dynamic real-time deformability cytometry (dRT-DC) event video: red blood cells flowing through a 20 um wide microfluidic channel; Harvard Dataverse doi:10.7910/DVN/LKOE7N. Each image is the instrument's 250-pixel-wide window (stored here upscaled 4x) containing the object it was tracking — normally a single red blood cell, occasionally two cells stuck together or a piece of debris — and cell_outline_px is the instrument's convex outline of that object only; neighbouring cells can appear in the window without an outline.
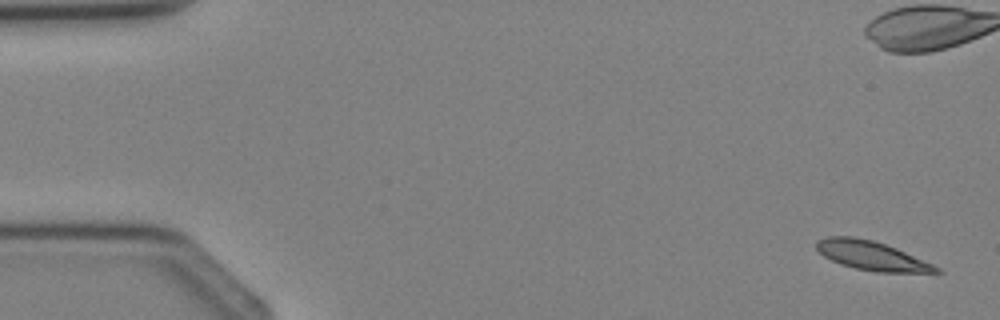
{"species": "Egyptian fruit bat (a non-hibernating species)", "species_latin": "Rousettus aegyptiacus", "temperature_condition": "cold", "stored_images_in_passage": 3, "camera_frame_rate_fps": 3000, "um_per_image_px": 0.085, "animal": {"sex": "female"}, "frame": {"image": 1, "passage_image": 1, "time_ms": 0.0, "image_size_px": [1000, 320], "cell_outline_px": [[944, 272], [876, 272], [856, 268], [840, 264], [824, 256], [816, 248], [816, 240], [828, 236], [852, 236], [872, 240], [896, 248], [932, 264], [940, 268]], "centroid_in_image_um": [74.05, 21.72], "position_along_channel_um": 10.9, "area_um2": 20.0}}